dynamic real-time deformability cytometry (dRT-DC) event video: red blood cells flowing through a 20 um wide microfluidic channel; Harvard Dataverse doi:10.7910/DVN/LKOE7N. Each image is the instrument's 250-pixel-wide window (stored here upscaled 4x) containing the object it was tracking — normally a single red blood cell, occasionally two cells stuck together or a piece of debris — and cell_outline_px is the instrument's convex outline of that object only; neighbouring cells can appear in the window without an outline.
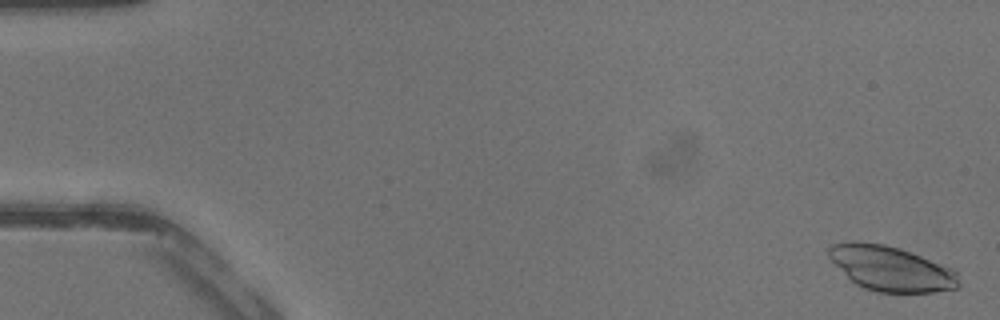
{"species": "common noctule bat (a hibernating species)", "species_latin": "Nyctalus noctula", "temperature_condition": "warm", "stored_images_in_passage": 9, "camera_frame_rate_fps": 3000, "um_per_image_px": 0.085, "animal": {"sex": "male", "body_mass_g": 13.3}, "frame": {"image": 1, "passage_image": 1, "time_ms": 0.0, "image_size_px": [1000, 320], "cell_outline_px": [[960, 288], [932, 292], [876, 292], [864, 288], [856, 284], [828, 256], [828, 248], [832, 244], [852, 240], [856, 240], [884, 244], [900, 248], [952, 268], [956, 272], [960, 284]], "centroid_in_image_um": [75.75, 22.81], "position_along_channel_um": 9.3, "area_um2": 33.93}}